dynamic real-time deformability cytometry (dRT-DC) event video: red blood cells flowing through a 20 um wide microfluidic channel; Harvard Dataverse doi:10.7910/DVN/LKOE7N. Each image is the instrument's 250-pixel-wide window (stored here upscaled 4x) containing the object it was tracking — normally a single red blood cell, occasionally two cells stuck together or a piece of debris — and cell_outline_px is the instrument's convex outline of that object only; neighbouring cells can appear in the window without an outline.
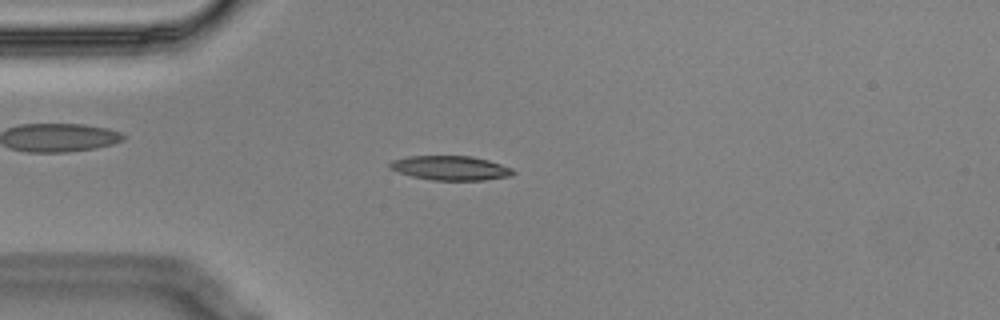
{"species": "Egyptian fruit bat (a non-hibernating species)", "species_latin": "Rousettus aegyptiacus", "temperature_condition": "cold", "stored_images_in_passage": 4, "camera_frame_rate_fps": 3000, "um_per_image_px": 0.085, "animal": {"sex": "male"}, "frame": {"image": 1, "passage_image": 4, "time_ms": 1.0, "image_size_px": [1000, 320], "cell_outline_px": [[516, 172], [512, 176], [484, 180], [432, 180], [412, 176], [388, 168], [388, 164], [392, 160], [408, 156], [472, 156], [488, 160], [512, 168]], "centroid_in_image_um": [38.3, 14.28], "position_along_channel_um": 46.7, "area_um2": 17.51}}